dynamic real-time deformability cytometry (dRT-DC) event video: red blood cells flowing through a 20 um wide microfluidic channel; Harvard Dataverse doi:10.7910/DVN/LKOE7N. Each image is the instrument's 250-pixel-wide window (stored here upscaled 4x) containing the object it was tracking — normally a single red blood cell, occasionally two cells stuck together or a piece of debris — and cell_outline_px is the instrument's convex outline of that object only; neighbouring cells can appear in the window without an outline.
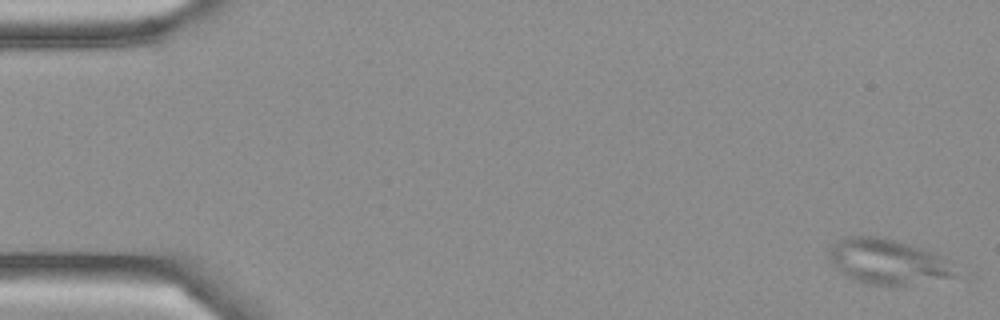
{"species": "Egyptian fruit bat (a non-hibernating species)", "species_latin": "Rousettus aegyptiacus", "temperature_condition": "cold", "stored_images_in_passage": 52, "camera_frame_rate_fps": 3000, "um_per_image_px": 0.085, "frame": {"image": 1, "passage_image": 1, "time_ms": 0.0, "image_size_px": [1000, 320], "cell_outline_px": [[956, 276], [896, 288], [868, 284], [844, 276], [832, 264], [828, 256], [828, 248], [836, 240], [844, 236], [880, 236], [896, 240], [936, 252], [944, 256], [948, 260], [956, 272]], "centroid_in_image_um": [75.43, 22.25], "position_along_channel_um": 9.6, "area_um2": 34.22}}
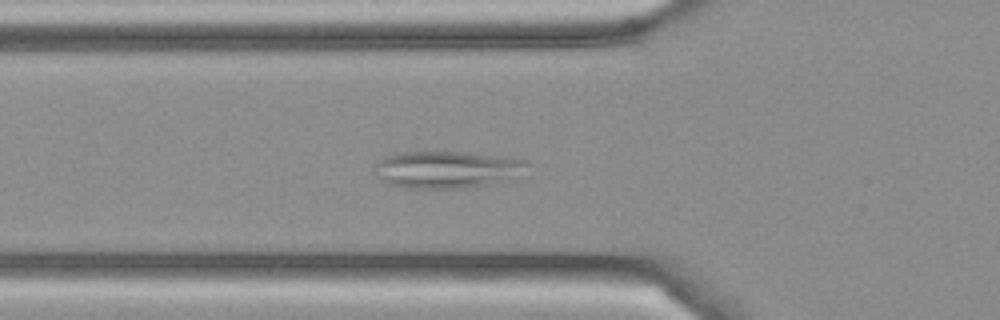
{"frame": {"image": 2, "passage_image": 18, "time_ms": 5.667, "image_size_px": [1000, 320], "cell_outline_px": [[528, 164], [524, 180], [468, 188], [412, 188], [388, 184], [376, 176], [372, 172], [376, 164], [380, 160], [388, 156], [400, 152], [460, 152], [520, 156], [528, 160]], "centroid_in_image_um": [38.23, 14.42], "position_along_channel_um": 87.6, "area_um2": 34.56}}